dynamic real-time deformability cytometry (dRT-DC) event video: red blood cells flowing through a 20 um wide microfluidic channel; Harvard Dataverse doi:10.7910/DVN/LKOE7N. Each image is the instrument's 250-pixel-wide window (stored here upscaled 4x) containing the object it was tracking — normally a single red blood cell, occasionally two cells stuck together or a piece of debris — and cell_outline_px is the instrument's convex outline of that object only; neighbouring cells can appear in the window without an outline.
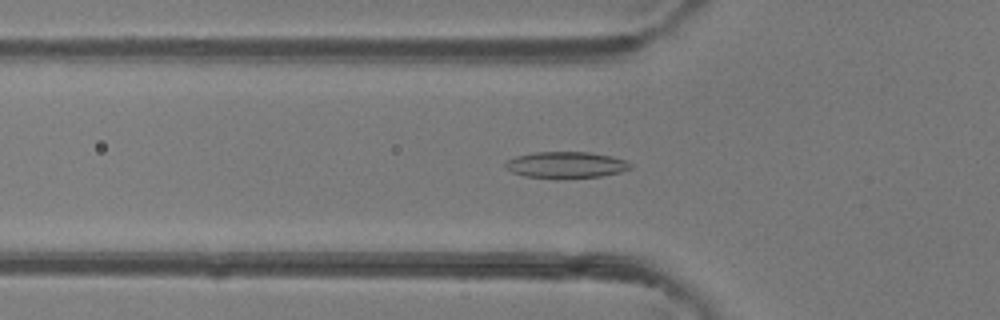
{"species": "common noctule bat (a hibernating species)", "species_latin": "Nyctalus noctula", "temperature_condition": "room temperature", "stored_images_in_passage": 48, "camera_frame_rate_fps": 3000, "um_per_image_px": 0.085, "animal": {"sex": "female"}, "frame": {"image": 1, "passage_image": 16, "time_ms": 5.0, "image_size_px": [1000, 320], "cell_outline_px": [[632, 168], [620, 172], [600, 176], [524, 176], [512, 172], [504, 168], [504, 160], [516, 156], [536, 152], [588, 152], [612, 156], [624, 160], [632, 164]], "centroid_in_image_um": [48.08, 13.97], "position_along_channel_um": 77.7, "area_um2": 18.61}}
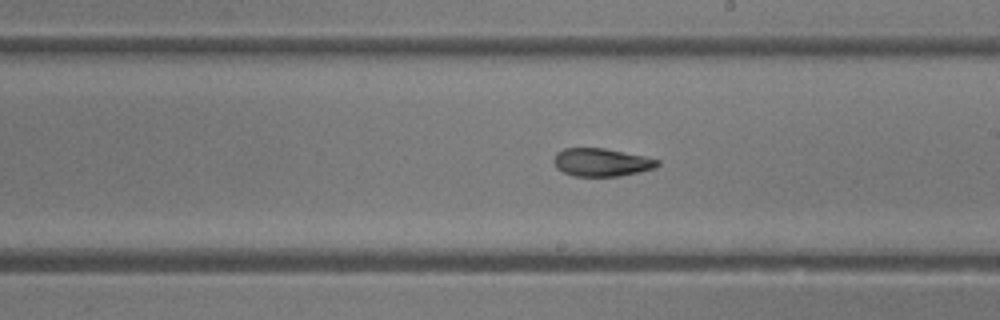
{"frame": {"image": 2, "passage_image": 27, "time_ms": 8.667, "image_size_px": [1000, 320], "cell_outline_px": [[660, 164], [656, 168], [640, 172], [620, 176], [572, 176], [556, 168], [552, 160], [556, 152], [564, 148], [604, 148], [644, 156], [660, 160]], "centroid_in_image_um": [51.12, 13.8], "position_along_channel_um": 237.9, "area_um2": 17.11}}
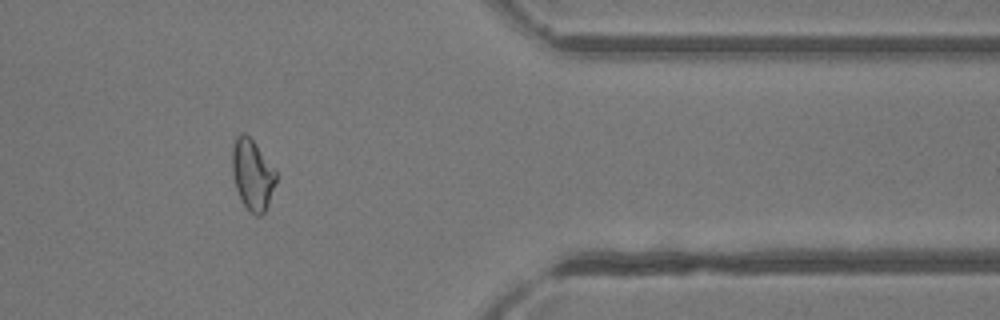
{"frame": {"image": 3, "passage_image": 39, "time_ms": 12.667, "image_size_px": [1000, 320], "cell_outline_px": [[276, 180], [268, 204], [264, 212], [260, 216], [256, 216], [248, 212], [240, 200], [236, 188], [232, 172], [232, 148], [236, 136], [240, 132], [244, 132], [256, 144], [276, 168]], "centroid_in_image_um": [21.45, 14.85], "position_along_channel_um": 390.0, "area_um2": 18.32}}